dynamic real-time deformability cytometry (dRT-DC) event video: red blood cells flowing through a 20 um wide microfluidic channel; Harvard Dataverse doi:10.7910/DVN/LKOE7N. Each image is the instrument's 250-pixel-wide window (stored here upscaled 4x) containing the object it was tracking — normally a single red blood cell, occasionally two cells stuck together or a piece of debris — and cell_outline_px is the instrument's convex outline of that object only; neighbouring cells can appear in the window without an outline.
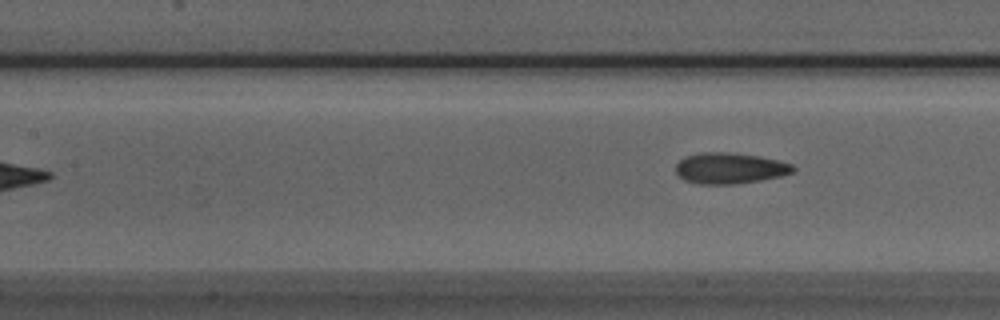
{"species": "Egyptian fruit bat (a non-hibernating species)", "species_latin": "Rousettus aegyptiacus", "temperature_condition": "room temperature", "stored_images_in_passage": 7, "camera_frame_rate_fps": 3000, "um_per_image_px": 0.085, "animal": {"sex": "male"}, "frame": {"image": 1, "passage_image": 7, "time_ms": 2.0, "image_size_px": [1000, 320], "cell_outline_px": [[796, 168], [792, 172], [780, 176], [760, 180], [736, 184], [696, 184], [684, 180], [676, 172], [676, 164], [684, 156], [700, 152], [728, 152], [760, 156], [792, 164]], "centroid_in_image_um": [62.0, 14.29], "position_along_channel_um": 145.4, "area_um2": 21.21}}